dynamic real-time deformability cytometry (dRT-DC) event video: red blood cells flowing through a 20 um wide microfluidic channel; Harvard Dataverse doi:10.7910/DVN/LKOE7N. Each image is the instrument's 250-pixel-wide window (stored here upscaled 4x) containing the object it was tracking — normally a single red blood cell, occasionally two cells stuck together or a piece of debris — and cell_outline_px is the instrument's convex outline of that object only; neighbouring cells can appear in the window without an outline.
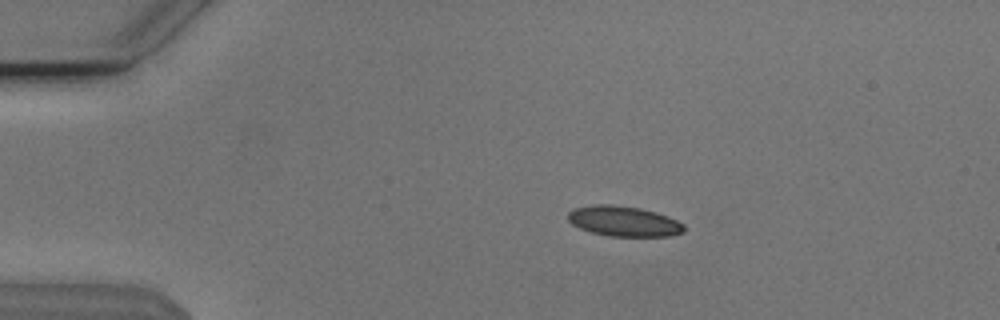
{"species": "Egyptian fruit bat (a non-hibernating species)", "species_latin": "Rousettus aegyptiacus", "temperature_condition": "cold", "stored_images_in_passage": 45, "camera_frame_rate_fps": 3000, "um_per_image_px": 0.085, "animal": {"sex": "male"}, "frame": {"image": 1, "passage_image": 1, "time_ms": 0.0, "image_size_px": [1000, 320], "cell_outline_px": [[684, 232], [668, 236], [608, 236], [592, 232], [580, 228], [572, 224], [568, 220], [568, 212], [572, 208], [596, 204], [612, 204], [640, 208], [656, 212], [668, 216], [684, 224]], "centroid_in_image_um": [53.0, 18.79], "position_along_channel_um": 32.0, "area_um2": 20.52}}
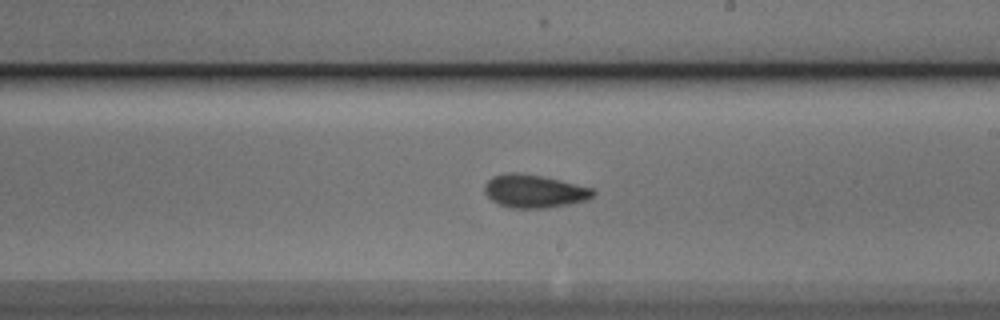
{"frame": {"image": 2, "passage_image": 22, "time_ms": 7.0, "image_size_px": [1000, 320], "cell_outline_px": [[596, 192], [592, 196], [584, 200], [572, 204], [548, 208], [512, 208], [500, 204], [492, 200], [484, 192], [484, 184], [492, 176], [508, 172], [516, 172], [540, 176], [560, 180], [592, 188]], "centroid_in_image_um": [45.39, 16.25], "position_along_channel_um": 243.6, "area_um2": 20.87}}
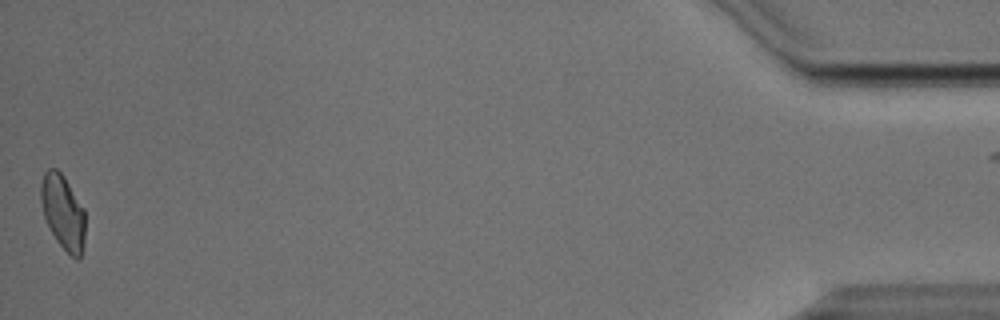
{"frame": {"image": 3, "passage_image": 44, "time_ms": 14.333, "image_size_px": [1000, 320], "cell_outline_px": [[84, 244], [80, 256], [76, 260], [56, 240], [48, 228], [44, 216], [40, 200], [40, 188], [44, 172], [48, 168], [56, 168], [64, 176], [84, 208]], "centroid_in_image_um": [5.33, 18.01], "position_along_channel_um": 429.9, "area_um2": 19.25}}